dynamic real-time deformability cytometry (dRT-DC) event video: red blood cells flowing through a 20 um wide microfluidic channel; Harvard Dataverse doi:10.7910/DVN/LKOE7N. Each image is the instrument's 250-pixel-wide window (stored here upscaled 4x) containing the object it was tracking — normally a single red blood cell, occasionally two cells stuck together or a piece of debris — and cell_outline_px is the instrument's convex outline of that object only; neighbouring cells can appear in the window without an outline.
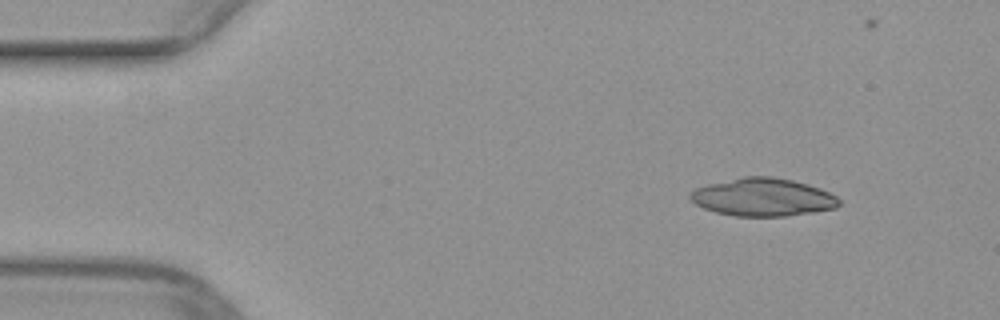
{"species": "common noctule bat (a hibernating species)", "species_latin": "Nyctalus noctula", "temperature_condition": "warm", "stored_images_in_passage": 39, "camera_frame_rate_fps": 3000, "um_per_image_px": 0.085, "animal": {"sex": "female", "body_mass_g": 29.2, "forearm_length_mm": 56.3}, "frame": {"image": 1, "passage_image": 1, "time_ms": 0.0, "image_size_px": [1000, 320], "cell_outline_px": [[840, 204], [836, 208], [812, 212], [784, 216], [736, 216], [716, 212], [704, 208], [696, 204], [688, 196], [696, 188], [708, 184], [744, 176], [772, 176], [792, 180], [808, 184], [820, 188], [836, 196], [840, 200]], "centroid_in_image_um": [64.86, 16.75], "position_along_channel_um": 20.1, "area_um2": 32.71}}